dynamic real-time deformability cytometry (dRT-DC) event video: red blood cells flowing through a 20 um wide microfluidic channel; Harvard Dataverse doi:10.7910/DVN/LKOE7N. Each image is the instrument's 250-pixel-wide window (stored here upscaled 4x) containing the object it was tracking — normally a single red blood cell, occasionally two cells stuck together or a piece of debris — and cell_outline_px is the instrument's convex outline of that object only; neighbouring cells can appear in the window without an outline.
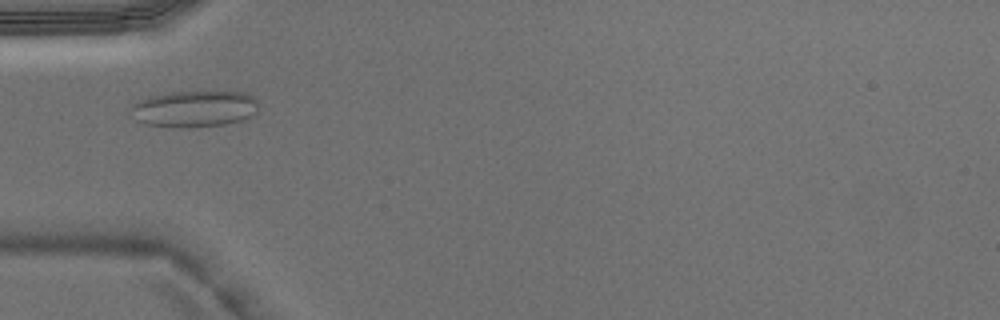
{"species": "Egyptian fruit bat (a non-hibernating species)", "species_latin": "Rousettus aegyptiacus", "temperature_condition": "warm", "stored_images_in_passage": 4, "camera_frame_rate_fps": 3000, "um_per_image_px": 0.085, "animal": {"sex": "male"}, "frame": {"image": 1, "passage_image": 4, "time_ms": 1.0, "image_size_px": [1000, 320], "cell_outline_px": [[260, 108], [252, 116], [244, 120], [224, 124], [188, 128], [180, 128], [144, 124], [136, 120], [128, 108], [136, 100], [152, 96], [172, 92], [248, 92], [256, 100]], "centroid_in_image_um": [16.51, 9.26], "position_along_channel_um": 68.5, "area_um2": 27.51}}